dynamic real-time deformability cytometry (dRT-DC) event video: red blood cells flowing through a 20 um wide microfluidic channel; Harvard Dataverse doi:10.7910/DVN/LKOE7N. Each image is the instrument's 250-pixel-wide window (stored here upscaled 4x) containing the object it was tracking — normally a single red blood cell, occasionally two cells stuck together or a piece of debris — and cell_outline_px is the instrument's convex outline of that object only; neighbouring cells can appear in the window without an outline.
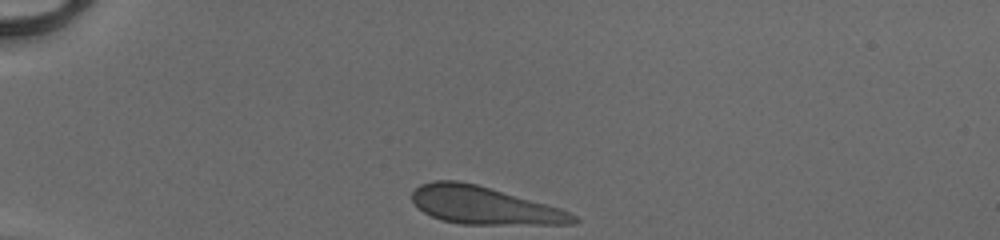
{"species": "human", "species_latin": "Homo sapiens", "temperature_condition": "cold", "stored_images_in_passage": 31, "camera_frame_rate_fps": 3000, "um_per_image_px": 0.085, "donor": {"sex": "male"}, "frame": {"image": 1, "passage_image": 1, "time_ms": 0.0, "image_size_px": [1000, 240], "cell_outline_px": [[580, 220], [576, 224], [460, 224], [440, 220], [424, 212], [412, 200], [412, 192], [420, 184], [432, 180], [460, 180], [476, 184], [560, 208], [576, 216]], "centroid_in_image_um": [41.13, 17.46], "position_along_channel_um": 43.9, "area_um2": 35.2}}
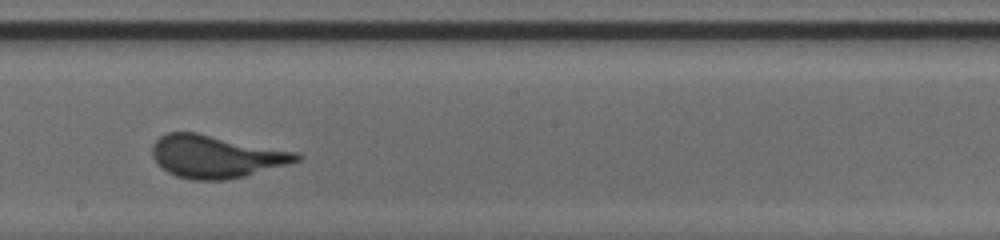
{"frame": {"image": 2, "passage_image": 18, "time_ms": 5.667, "image_size_px": [1000, 240], "cell_outline_px": [[304, 156], [300, 160], [288, 164], [244, 176], [224, 180], [192, 180], [176, 176], [168, 172], [156, 164], [152, 156], [152, 144], [160, 136], [168, 132], [196, 132], [300, 152]], "centroid_in_image_um": [18.36, 13.29], "position_along_channel_um": 229.8, "area_um2": 36.13}}
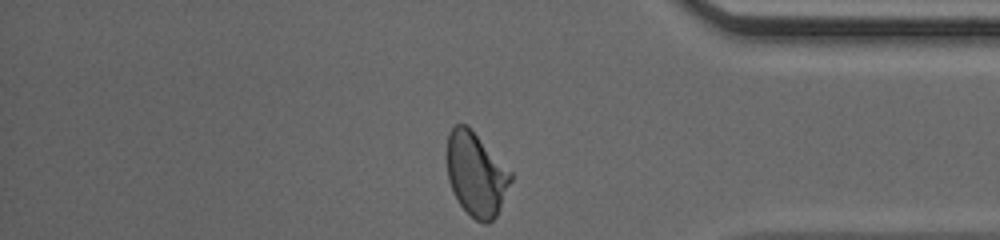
{"frame": {"image": 3, "passage_image": 31, "time_ms": 10.0, "image_size_px": [1000, 240], "cell_outline_px": [[512, 180], [496, 216], [488, 224], [484, 224], [476, 220], [460, 204], [448, 180], [444, 156], [448, 132], [456, 124], [464, 124], [512, 172]], "centroid_in_image_um": [40.42, 14.81], "position_along_channel_um": 394.8, "area_um2": 30.87}, "authors_computed_cell_mechanics": {"area_um2": 35.7204, "velocity_mm_per_s": 4.1137, "shape_relaxation_time_tau1_ms": 6.0524, "shape_relaxation_time_tau2_ms": null, "deformation_change_tau1": 0.1485, "deformation_change_tau2": null}}